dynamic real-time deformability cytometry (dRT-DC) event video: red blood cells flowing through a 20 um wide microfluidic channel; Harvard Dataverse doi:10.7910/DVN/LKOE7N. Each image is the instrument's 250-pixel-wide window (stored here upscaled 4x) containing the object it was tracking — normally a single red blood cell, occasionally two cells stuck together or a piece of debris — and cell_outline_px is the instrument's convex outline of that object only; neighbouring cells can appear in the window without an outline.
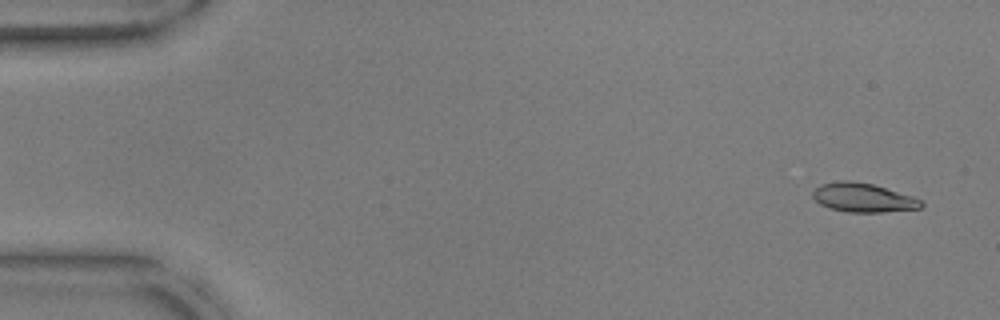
{"species": "common noctule bat (a hibernating species)", "species_latin": "Nyctalus noctula", "temperature_condition": "warm", "stored_images_in_passage": 52, "camera_frame_rate_fps": 3000, "um_per_image_px": 0.085, "animal": {"sex": "male", "body_mass_g": 17.9, "forearm_length_mm": 54.2}, "frame": {"image": 1, "passage_image": 2, "time_ms": 0.333, "image_size_px": [1000, 320], "cell_outline_px": [[924, 204], [920, 208], [884, 212], [848, 212], [828, 208], [820, 204], [812, 196], [812, 192], [820, 184], [840, 180], [848, 180], [872, 184], [912, 196], [920, 200]], "centroid_in_image_um": [73.33, 16.8], "position_along_channel_um": 11.7, "area_um2": 18.21}}
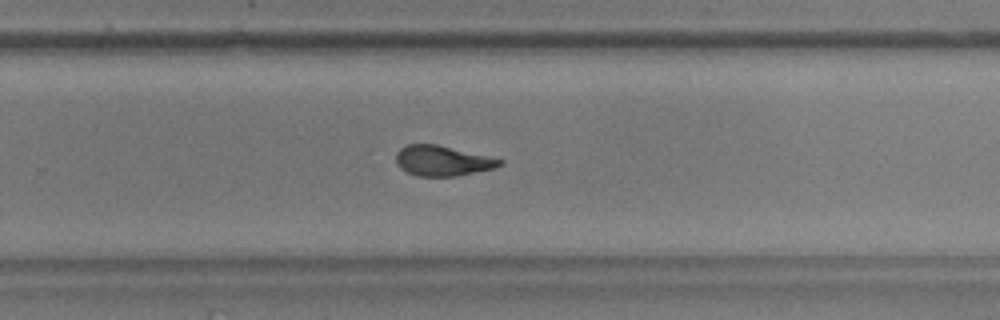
{"frame": {"image": 2, "passage_image": 34, "time_ms": 11.0, "image_size_px": [1000, 320], "cell_outline_px": [[504, 164], [492, 168], [456, 176], [416, 176], [400, 168], [396, 164], [396, 152], [400, 148], [408, 144], [436, 144], [504, 160]], "centroid_in_image_um": [37.56, 13.66], "position_along_channel_um": 292.2, "area_um2": 18.09}}
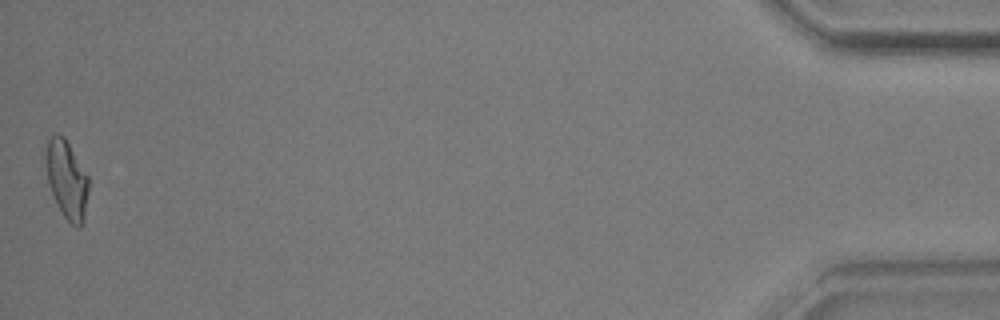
{"frame": {"image": 3, "passage_image": 52, "time_ms": 17.0, "image_size_px": [1000, 320], "cell_outline_px": [[88, 192], [84, 220], [80, 228], [76, 228], [64, 216], [56, 204], [48, 180], [44, 160], [44, 156], [48, 140], [56, 132], [64, 136], [88, 176]], "centroid_in_image_um": [5.66, 15.25], "position_along_channel_um": 429.5, "area_um2": 19.48}, "authors_computed_cell_mechanics": {"area_um2": 18.9584, "velocity_mm_per_s": 3.8098, "shape_relaxation_time_tau1_ms": 6.5613, "shape_relaxation_time_tau2_ms": 2.2727, "deformation_change_tau1": 0.2289, "deformation_change_tau2": 0.1081}}